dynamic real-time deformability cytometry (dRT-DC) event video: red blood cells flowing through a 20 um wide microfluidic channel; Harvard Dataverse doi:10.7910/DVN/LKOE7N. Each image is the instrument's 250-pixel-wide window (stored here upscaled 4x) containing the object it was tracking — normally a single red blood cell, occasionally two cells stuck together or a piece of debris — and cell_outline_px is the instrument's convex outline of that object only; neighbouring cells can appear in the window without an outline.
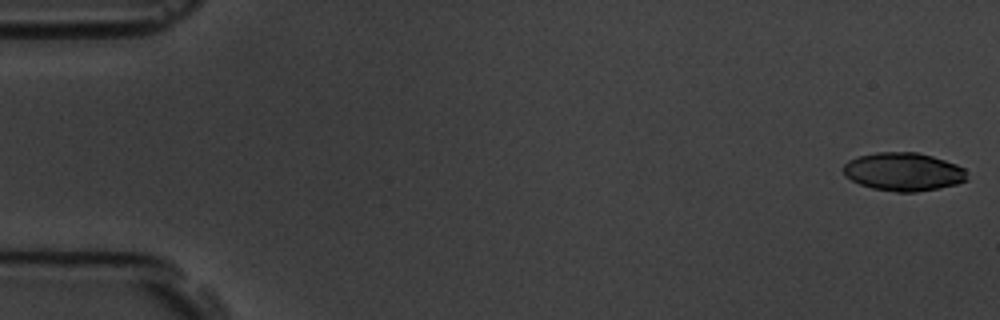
{"species": "common noctule bat (a hibernating species)", "species_latin": "Nyctalus noctula", "temperature_condition": "room temperature", "stored_images_in_passage": 5, "camera_frame_rate_fps": 3000, "um_per_image_px": 0.085, "animal": {"sex": "male", "body_mass_g": 19.5, "forearm_length_mm": 54.6}, "frame": {"image": 1, "passage_image": 1, "time_ms": 0.0, "image_size_px": [1000, 320], "cell_outline_px": [[968, 180], [956, 184], [916, 192], [896, 192], [872, 188], [860, 184], [844, 176], [844, 164], [848, 160], [856, 156], [876, 152], [916, 152], [932, 156], [956, 164], [964, 168]], "centroid_in_image_um": [76.77, 14.59], "position_along_channel_um": 8.2, "area_um2": 27.57}}
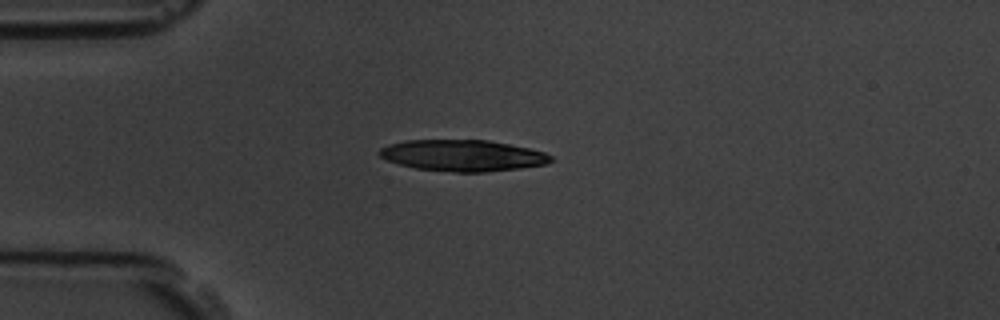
{"frame": {"image": 2, "passage_image": 5, "time_ms": 4.333, "image_size_px": [1000, 320], "cell_outline_px": [[552, 160], [548, 164], [520, 168], [484, 172], [456, 172], [416, 168], [400, 164], [388, 160], [380, 156], [376, 152], [380, 148], [388, 144], [404, 140], [488, 140], [528, 148], [544, 152], [552, 156]], "centroid_in_image_um": [39.32, 13.21], "position_along_channel_um": 45.7, "area_um2": 31.21}}